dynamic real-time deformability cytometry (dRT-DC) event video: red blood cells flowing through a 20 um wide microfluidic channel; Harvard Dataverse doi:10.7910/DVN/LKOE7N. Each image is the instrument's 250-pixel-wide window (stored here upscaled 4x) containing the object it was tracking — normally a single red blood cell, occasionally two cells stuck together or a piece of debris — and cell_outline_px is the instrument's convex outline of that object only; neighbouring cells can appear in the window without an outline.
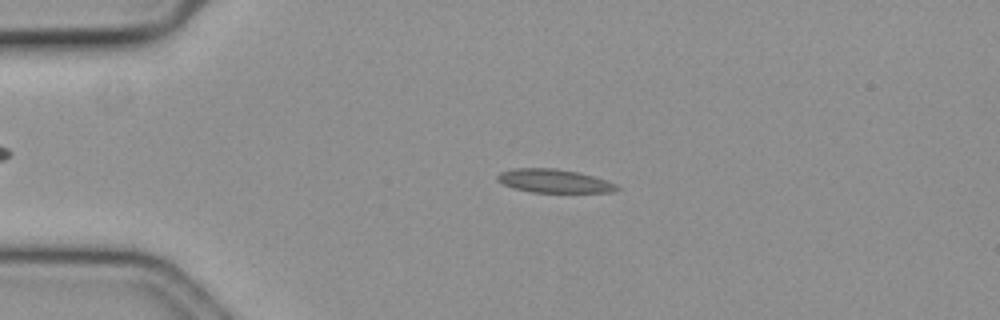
{"species": "common noctule bat (a hibernating species)", "species_latin": "Nyctalus noctula", "temperature_condition": "cold", "stored_images_in_passage": 52, "camera_frame_rate_fps": 3000, "um_per_image_px": 0.085, "animal": {"sex": "female", "body_mass_g": 19.3, "forearm_length_mm": 54.1}, "frame": {"image": 1, "passage_image": 8, "time_ms": 2.333, "image_size_px": [1000, 320], "cell_outline_px": [[620, 188], [612, 192], [532, 192], [512, 188], [496, 180], [496, 176], [500, 172], [512, 168], [552, 168], [576, 172], [592, 176], [616, 184]], "centroid_in_image_um": [47.03, 15.38], "position_along_channel_um": 38.0, "area_um2": 16.18}}
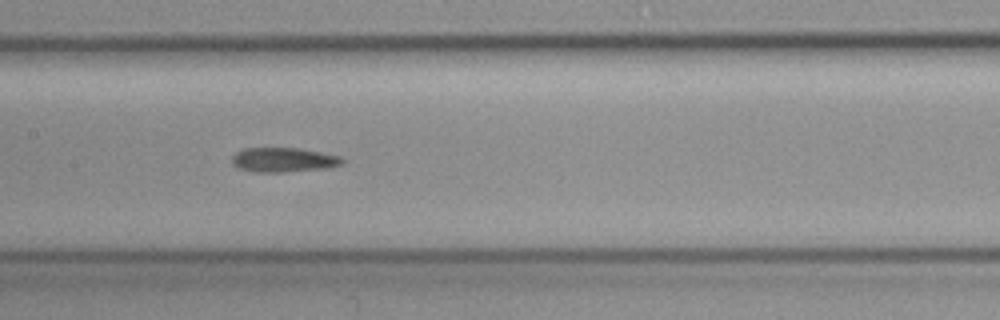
{"frame": {"image": 2, "passage_image": 23, "time_ms": 7.333, "image_size_px": [1000, 320], "cell_outline_px": [[344, 160], [340, 164], [328, 168], [284, 172], [256, 172], [240, 168], [232, 164], [232, 156], [236, 152], [244, 148], [296, 148], [340, 156]], "centroid_in_image_um": [24.06, 13.59], "position_along_channel_um": 183.3, "area_um2": 15.55}}
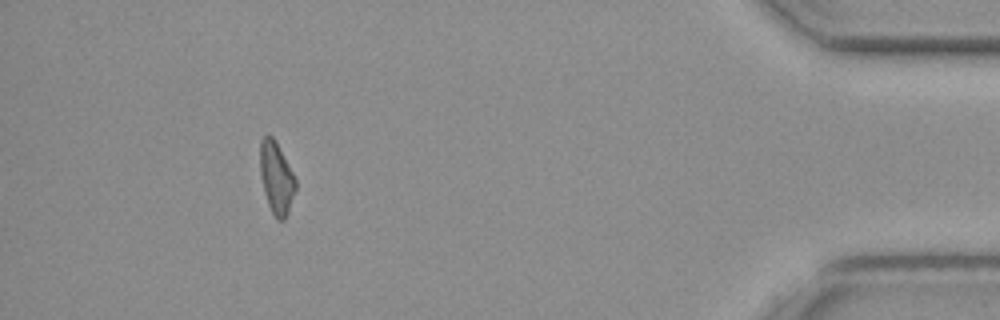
{"frame": {"image": 3, "passage_image": 47, "time_ms": 15.333, "image_size_px": [1000, 320], "cell_outline_px": [[296, 188], [288, 212], [284, 220], [276, 220], [268, 204], [264, 192], [260, 176], [260, 140], [264, 136], [272, 136], [276, 140], [296, 180]], "centroid_in_image_um": [23.48, 15.12], "position_along_channel_um": 411.7, "area_um2": 14.85}}